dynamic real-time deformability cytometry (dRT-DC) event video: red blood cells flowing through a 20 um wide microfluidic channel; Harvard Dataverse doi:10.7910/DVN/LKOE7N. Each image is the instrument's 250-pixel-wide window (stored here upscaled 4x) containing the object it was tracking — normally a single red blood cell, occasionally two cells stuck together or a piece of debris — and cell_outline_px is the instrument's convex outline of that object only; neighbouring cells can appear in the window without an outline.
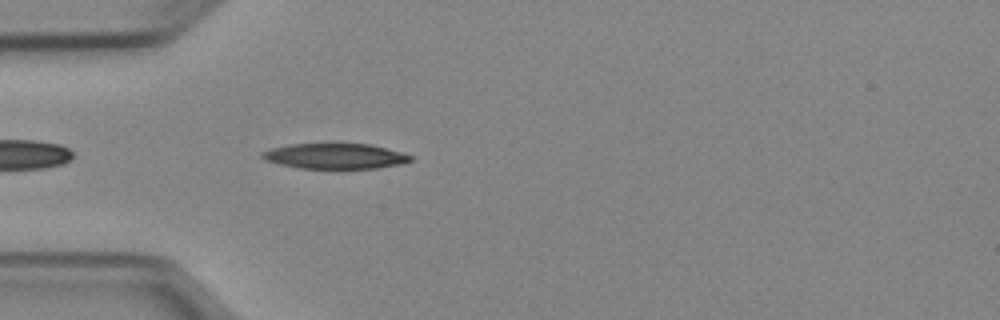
{"species": "Egyptian fruit bat (a non-hibernating species)", "species_latin": "Rousettus aegyptiacus", "temperature_condition": "cold", "stored_images_in_passage": 16, "camera_frame_rate_fps": 3000, "um_per_image_px": 0.085, "animal": {"sex": "female"}, "frame": {"image": 1, "passage_image": 3, "time_ms": 0.667, "image_size_px": [1000, 320], "cell_outline_px": [[412, 160], [404, 164], [376, 168], [336, 172], [300, 168], [280, 164], [264, 160], [260, 156], [260, 152], [272, 148], [288, 144], [368, 144], [400, 152], [412, 156]], "centroid_in_image_um": [28.46, 13.33], "position_along_channel_um": 56.5, "area_um2": 22.89}}
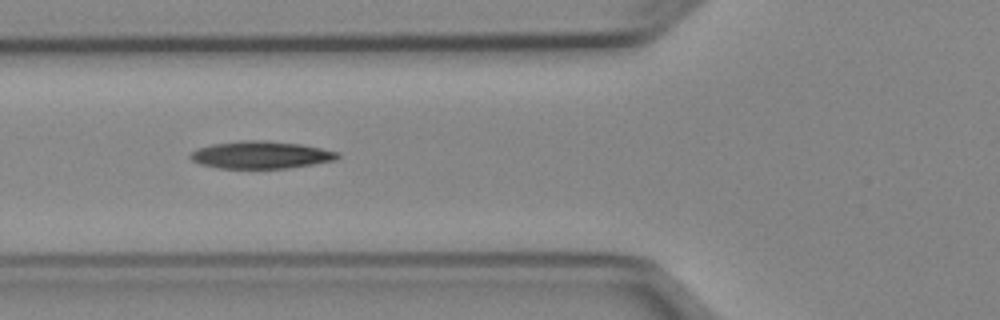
{"frame": {"image": 2, "passage_image": 7, "time_ms": 2.0, "image_size_px": [1000, 320], "cell_outline_px": [[340, 156], [336, 160], [288, 168], [220, 168], [200, 164], [192, 160], [188, 156], [192, 152], [200, 148], [212, 144], [244, 140], [264, 140], [300, 144], [340, 152]], "centroid_in_image_um": [22.19, 13.16], "position_along_channel_um": 103.6, "area_um2": 23.35}}
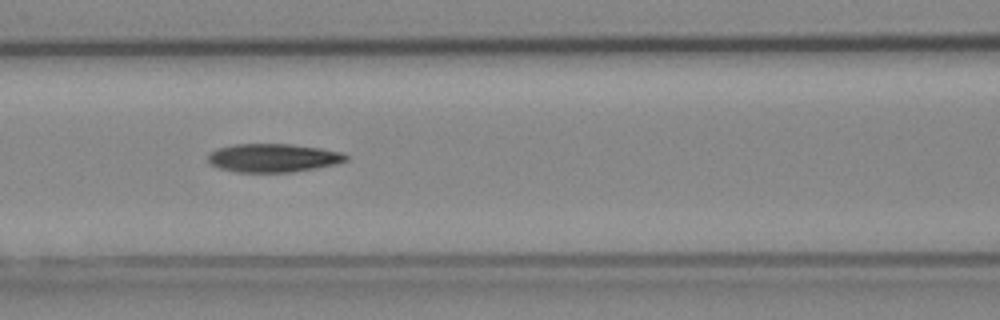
{"frame": {"image": 3, "passage_image": 10, "time_ms": 3.0, "image_size_px": [1000, 320], "cell_outline_px": [[348, 160], [336, 164], [316, 168], [292, 172], [236, 172], [220, 168], [208, 164], [208, 152], [216, 148], [232, 144], [292, 144], [320, 148], [340, 152], [348, 156]], "centroid_in_image_um": [23.17, 13.42], "position_along_channel_um": 143.4, "area_um2": 23.06}}